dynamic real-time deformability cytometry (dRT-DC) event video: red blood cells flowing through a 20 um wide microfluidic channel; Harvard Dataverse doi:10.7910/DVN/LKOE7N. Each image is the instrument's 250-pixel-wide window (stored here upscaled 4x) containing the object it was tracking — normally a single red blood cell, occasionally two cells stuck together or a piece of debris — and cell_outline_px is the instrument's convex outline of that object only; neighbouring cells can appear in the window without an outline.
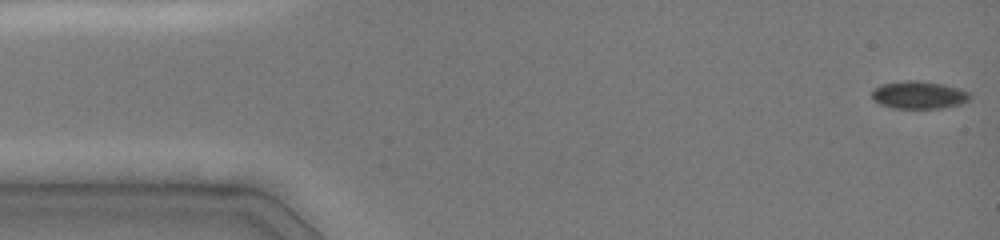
{"species": "common noctule bat (a hibernating species)", "species_latin": "Nyctalus noctula", "temperature_condition": "cold", "stored_images_in_passage": 47, "camera_frame_rate_fps": 3000, "um_per_image_px": 0.085, "animal": {"sex": "female", "body_mass_g": 19.0, "forearm_length_mm": 51.5}, "frame": {"image": 1, "passage_image": 1, "time_ms": 0.0, "image_size_px": [1000, 240], "cell_outline_px": [[972, 96], [968, 100], [960, 104], [944, 108], [892, 108], [880, 104], [872, 96], [872, 88], [884, 84], [900, 80], [916, 80], [944, 84], [960, 88], [968, 92]], "centroid_in_image_um": [78.12, 8.06], "position_along_channel_um": 6.9, "area_um2": 15.9}}
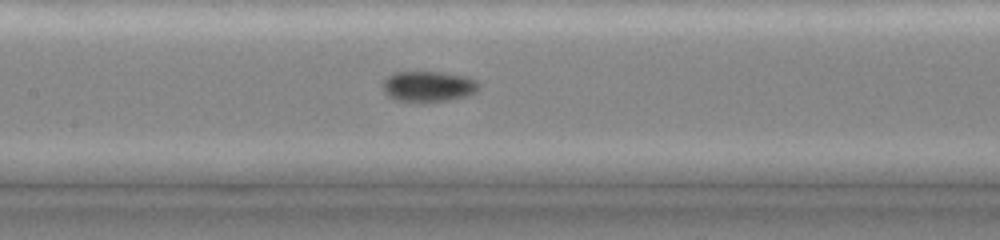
{"frame": {"image": 2, "passage_image": 35, "time_ms": 7.0, "image_size_px": [1000, 240], "cell_outline_px": [[480, 84], [476, 92], [468, 96], [448, 100], [396, 100], [388, 96], [384, 92], [384, 80], [392, 72], [444, 72], [468, 76], [476, 80]], "centroid_in_image_um": [36.46, 7.31], "position_along_channel_um": 170.9, "area_um2": 16.94}}
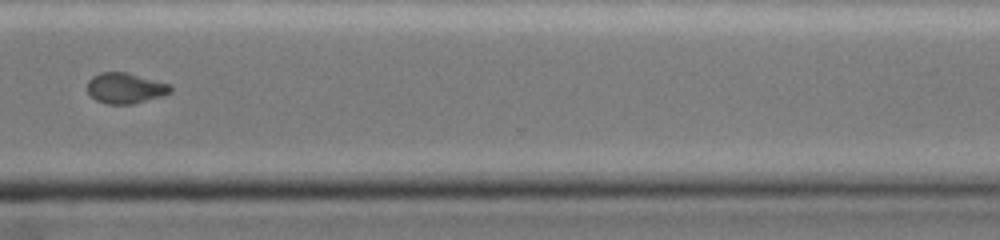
{"frame": {"image": 3, "passage_image": 46, "time_ms": 11.667, "image_size_px": [1000, 240], "cell_outline_px": [[172, 92], [160, 96], [132, 104], [108, 104], [96, 100], [88, 92], [88, 80], [92, 76], [100, 72], [128, 72], [172, 84]], "centroid_in_image_um": [10.67, 7.47], "position_along_channel_um": 359.9, "area_um2": 14.91}}